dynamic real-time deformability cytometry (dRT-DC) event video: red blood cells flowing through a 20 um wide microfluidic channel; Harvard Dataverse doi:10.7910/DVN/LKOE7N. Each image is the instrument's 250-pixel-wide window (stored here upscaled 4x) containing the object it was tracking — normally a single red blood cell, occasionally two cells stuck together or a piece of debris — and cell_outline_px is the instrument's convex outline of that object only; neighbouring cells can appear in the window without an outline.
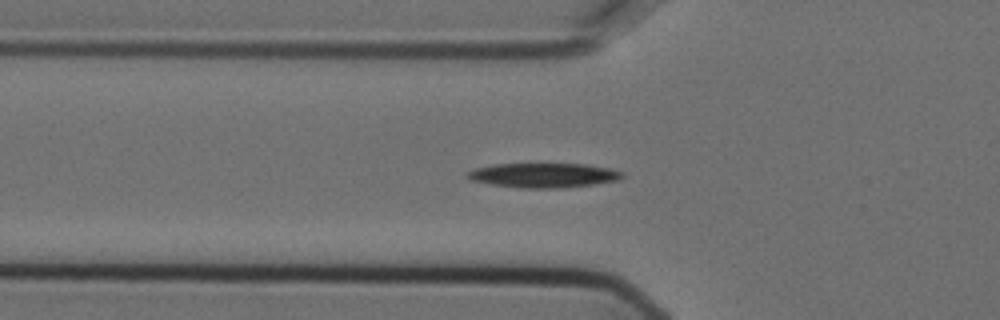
{"species": "Egyptian fruit bat (a non-hibernating species)", "species_latin": "Rousettus aegyptiacus", "temperature_condition": "cold", "stored_images_in_passage": 40, "segment_of_instrument_passage": [1, 2], "camera_frame_rate_fps": 3000, "um_per_image_px": 0.085, "animal": {"sex": "female"}, "frame": {"image": 1, "passage_image": 2, "time_ms": 0.333, "image_size_px": [1000, 320], "cell_outline_px": [[624, 176], [620, 180], [564, 188], [520, 188], [492, 184], [472, 180], [468, 176], [468, 172], [476, 168], [496, 164], [584, 164], [608, 168], [624, 172]], "centroid_in_image_um": [46.26, 14.9], "position_along_channel_um": 79.5, "area_um2": 21.91}}
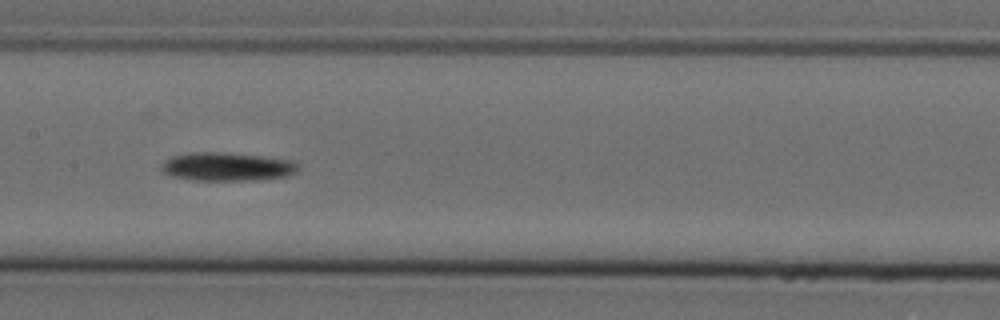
{"frame": {"image": 2, "passage_image": 11, "time_ms": 3.333, "image_size_px": [1000, 320], "cell_outline_px": [[300, 168], [296, 172], [288, 176], [256, 180], [196, 180], [172, 176], [164, 172], [160, 168], [160, 164], [164, 160], [172, 156], [188, 152], [220, 152], [260, 156], [296, 160], [300, 164]], "centroid_in_image_um": [19.33, 14.16], "position_along_channel_um": 188.1, "area_um2": 22.95}}
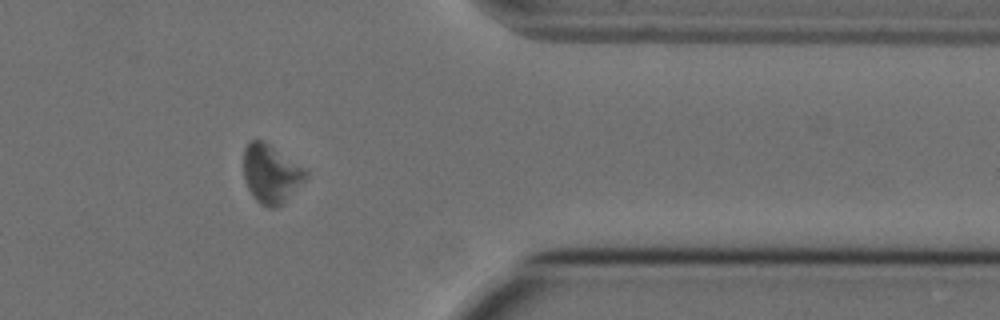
{"frame": {"image": 3, "passage_image": 29, "time_ms": 9.333, "image_size_px": [1000, 320], "cell_outline_px": [[308, 176], [284, 204], [276, 208], [268, 208], [260, 204], [252, 196], [244, 180], [244, 148], [248, 140], [264, 140], [308, 172]], "centroid_in_image_um": [23.01, 14.8], "position_along_channel_um": 388.4, "area_um2": 21.27}}